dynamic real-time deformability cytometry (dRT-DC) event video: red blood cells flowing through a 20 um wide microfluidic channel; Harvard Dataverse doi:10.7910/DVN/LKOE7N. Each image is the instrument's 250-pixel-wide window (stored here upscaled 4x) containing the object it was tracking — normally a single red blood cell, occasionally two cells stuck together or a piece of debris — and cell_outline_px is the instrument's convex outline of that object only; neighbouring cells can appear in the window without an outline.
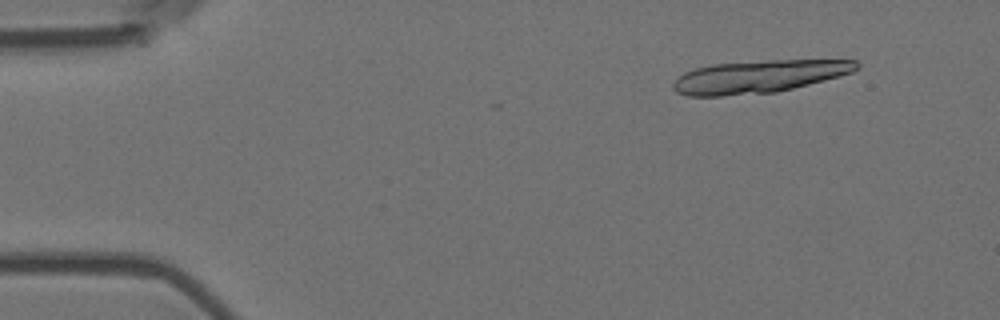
{"species": "Egyptian fruit bat (a non-hibernating species)", "species_latin": "Rousettus aegyptiacus", "temperature_condition": "room temperature", "stored_images_in_passage": 5, "camera_frame_rate_fps": 3000, "um_per_image_px": 0.085, "animal": {"sex": "female"}, "frame": {"image": 1, "passage_image": 2, "time_ms": 0.333, "image_size_px": [1000, 320], "cell_outline_px": [[860, 68], [852, 72], [840, 76], [776, 92], [720, 96], [688, 96], [676, 92], [672, 88], [672, 84], [684, 72], [696, 68], [712, 64], [768, 60], [856, 60], [860, 64]], "centroid_in_image_um": [64.5, 6.5], "position_along_channel_um": 20.5, "area_um2": 34.8}}